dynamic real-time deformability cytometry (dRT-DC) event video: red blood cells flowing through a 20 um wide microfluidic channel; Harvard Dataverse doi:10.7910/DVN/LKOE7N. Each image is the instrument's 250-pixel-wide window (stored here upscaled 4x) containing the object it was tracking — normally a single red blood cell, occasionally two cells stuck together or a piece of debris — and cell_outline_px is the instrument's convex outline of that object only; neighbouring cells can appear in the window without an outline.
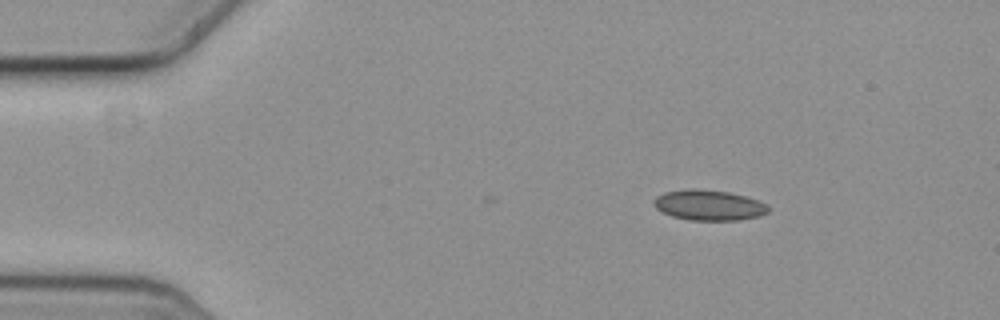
{"species": "common noctule bat (a hibernating species)", "species_latin": "Nyctalus noctula", "temperature_condition": "cold", "stored_images_in_passage": 36, "camera_frame_rate_fps": 3000, "um_per_image_px": 0.085, "animal": {"sex": "female", "body_mass_g": 19.3, "forearm_length_mm": 54.1}, "frame": {"image": 1, "passage_image": 1, "time_ms": 0.0, "image_size_px": [1000, 320], "cell_outline_px": [[768, 212], [760, 216], [740, 220], [688, 220], [672, 216], [656, 208], [652, 204], [652, 200], [656, 196], [664, 192], [728, 192], [744, 196], [756, 200], [764, 204], [768, 208]], "centroid_in_image_um": [60.26, 17.5], "position_along_channel_um": 24.7, "area_um2": 19.25}}
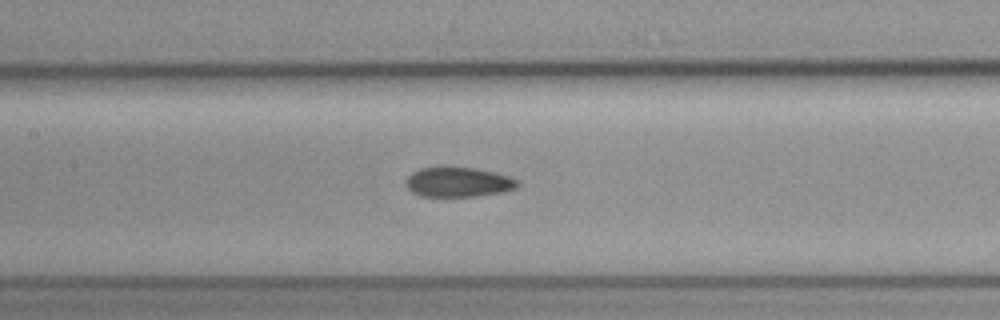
{"frame": {"image": 2, "passage_image": 19, "time_ms": 6.0, "image_size_px": [1000, 320], "cell_outline_px": [[520, 184], [516, 188], [504, 192], [476, 196], [420, 196], [412, 192], [404, 184], [408, 176], [412, 172], [420, 168], [476, 168], [508, 176], [516, 180]], "centroid_in_image_um": [38.94, 15.49], "position_along_channel_um": 168.5, "area_um2": 19.13}}
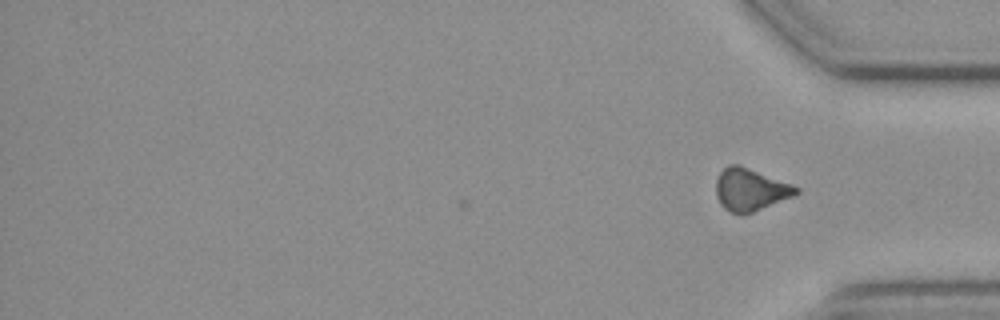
{"frame": {"image": 3, "passage_image": 36, "time_ms": 11.667, "image_size_px": [1000, 320], "cell_outline_px": [[800, 192], [792, 196], [752, 212], [740, 216], [724, 208], [720, 204], [716, 196], [716, 180], [720, 172], [728, 164], [740, 164], [792, 184], [800, 188]], "centroid_in_image_um": [63.76, 16.1], "position_along_channel_um": 371.4, "area_um2": 19.83}, "authors_computed_cell_mechanics": {"area_um2": 19.652, "velocity_mm_per_s": 3.6151, "shape_relaxation_time_tau1_ms": null, "shape_relaxation_time_tau2_ms": 5.4373, "deformation_change_tau1": null, "deformation_change_tau2": 0.1073}}